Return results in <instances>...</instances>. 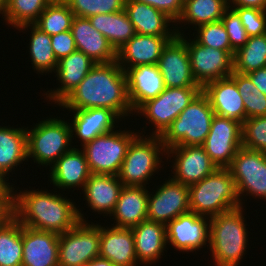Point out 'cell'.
<instances>
[{
  "instance_id": "6da1fadb",
  "label": "cell",
  "mask_w": 266,
  "mask_h": 266,
  "mask_svg": "<svg viewBox=\"0 0 266 266\" xmlns=\"http://www.w3.org/2000/svg\"><path fill=\"white\" fill-rule=\"evenodd\" d=\"M13 187L14 217L23 226L60 235L72 229L79 221L91 222L86 212H83L84 207L80 208L75 199L68 197V193L65 196V192L61 194L56 189L48 190L42 186L41 189L35 186L20 188L15 184Z\"/></svg>"
},
{
  "instance_id": "7a4b0ae2",
  "label": "cell",
  "mask_w": 266,
  "mask_h": 266,
  "mask_svg": "<svg viewBox=\"0 0 266 266\" xmlns=\"http://www.w3.org/2000/svg\"><path fill=\"white\" fill-rule=\"evenodd\" d=\"M58 107L63 111L64 108H106L114 111L124 122L134 116L128 98L126 74L117 60L96 63Z\"/></svg>"
},
{
  "instance_id": "3957f363",
  "label": "cell",
  "mask_w": 266,
  "mask_h": 266,
  "mask_svg": "<svg viewBox=\"0 0 266 266\" xmlns=\"http://www.w3.org/2000/svg\"><path fill=\"white\" fill-rule=\"evenodd\" d=\"M246 215V209L239 207L210 218L208 250L213 266H240L243 262L252 239Z\"/></svg>"
},
{
  "instance_id": "277c9868",
  "label": "cell",
  "mask_w": 266,
  "mask_h": 266,
  "mask_svg": "<svg viewBox=\"0 0 266 266\" xmlns=\"http://www.w3.org/2000/svg\"><path fill=\"white\" fill-rule=\"evenodd\" d=\"M56 116L38 118V123L26 126L28 162L36 163L42 172L73 148L69 120Z\"/></svg>"
},
{
  "instance_id": "5b68a950",
  "label": "cell",
  "mask_w": 266,
  "mask_h": 266,
  "mask_svg": "<svg viewBox=\"0 0 266 266\" xmlns=\"http://www.w3.org/2000/svg\"><path fill=\"white\" fill-rule=\"evenodd\" d=\"M163 159L166 160V149L161 137L138 134L130 143L117 176L123 186L150 187L159 171L166 173Z\"/></svg>"
},
{
  "instance_id": "8992f818",
  "label": "cell",
  "mask_w": 266,
  "mask_h": 266,
  "mask_svg": "<svg viewBox=\"0 0 266 266\" xmlns=\"http://www.w3.org/2000/svg\"><path fill=\"white\" fill-rule=\"evenodd\" d=\"M189 188L190 211L209 218L242 207L229 168L214 172Z\"/></svg>"
},
{
  "instance_id": "52a82bcc",
  "label": "cell",
  "mask_w": 266,
  "mask_h": 266,
  "mask_svg": "<svg viewBox=\"0 0 266 266\" xmlns=\"http://www.w3.org/2000/svg\"><path fill=\"white\" fill-rule=\"evenodd\" d=\"M201 92L202 87H166L156 98L146 101L134 112V120L138 119L137 116L146 120H143L145 126L139 127V134L161 136ZM146 125H149L150 132Z\"/></svg>"
},
{
  "instance_id": "ba28073f",
  "label": "cell",
  "mask_w": 266,
  "mask_h": 266,
  "mask_svg": "<svg viewBox=\"0 0 266 266\" xmlns=\"http://www.w3.org/2000/svg\"><path fill=\"white\" fill-rule=\"evenodd\" d=\"M214 116L208 97L201 92L160 136L165 149L173 146H202Z\"/></svg>"
},
{
  "instance_id": "9c48e42d",
  "label": "cell",
  "mask_w": 266,
  "mask_h": 266,
  "mask_svg": "<svg viewBox=\"0 0 266 266\" xmlns=\"http://www.w3.org/2000/svg\"><path fill=\"white\" fill-rule=\"evenodd\" d=\"M122 124L126 126L123 122L119 129L97 136L81 147L91 174L118 175L130 143L139 134L137 126L134 130L122 129Z\"/></svg>"
},
{
  "instance_id": "30bf717a",
  "label": "cell",
  "mask_w": 266,
  "mask_h": 266,
  "mask_svg": "<svg viewBox=\"0 0 266 266\" xmlns=\"http://www.w3.org/2000/svg\"><path fill=\"white\" fill-rule=\"evenodd\" d=\"M228 168L242 207L247 209L248 199L266 201V152L242 146Z\"/></svg>"
},
{
  "instance_id": "8fae6325",
  "label": "cell",
  "mask_w": 266,
  "mask_h": 266,
  "mask_svg": "<svg viewBox=\"0 0 266 266\" xmlns=\"http://www.w3.org/2000/svg\"><path fill=\"white\" fill-rule=\"evenodd\" d=\"M79 221L59 235V266H86L100 254V222Z\"/></svg>"
},
{
  "instance_id": "7c38bea8",
  "label": "cell",
  "mask_w": 266,
  "mask_h": 266,
  "mask_svg": "<svg viewBox=\"0 0 266 266\" xmlns=\"http://www.w3.org/2000/svg\"><path fill=\"white\" fill-rule=\"evenodd\" d=\"M179 36L187 43L191 72L196 83L202 88L207 83L229 77L234 72V54L203 46L189 32Z\"/></svg>"
},
{
  "instance_id": "4fadbf2b",
  "label": "cell",
  "mask_w": 266,
  "mask_h": 266,
  "mask_svg": "<svg viewBox=\"0 0 266 266\" xmlns=\"http://www.w3.org/2000/svg\"><path fill=\"white\" fill-rule=\"evenodd\" d=\"M167 177L168 179L164 178L163 182L160 177L158 186L153 182L154 186L152 189L149 188L147 202V219L165 225L179 215L190 212L188 186L173 180L170 176Z\"/></svg>"
},
{
  "instance_id": "5bb4252c",
  "label": "cell",
  "mask_w": 266,
  "mask_h": 266,
  "mask_svg": "<svg viewBox=\"0 0 266 266\" xmlns=\"http://www.w3.org/2000/svg\"><path fill=\"white\" fill-rule=\"evenodd\" d=\"M209 236L210 218L191 211L179 215L166 225L167 247L181 253L198 254L203 249L208 250Z\"/></svg>"
},
{
  "instance_id": "9a60e30c",
  "label": "cell",
  "mask_w": 266,
  "mask_h": 266,
  "mask_svg": "<svg viewBox=\"0 0 266 266\" xmlns=\"http://www.w3.org/2000/svg\"><path fill=\"white\" fill-rule=\"evenodd\" d=\"M165 162L170 163L171 174L168 175L187 186L201 181L218 168L200 145L173 146L166 150Z\"/></svg>"
},
{
  "instance_id": "2e32d148",
  "label": "cell",
  "mask_w": 266,
  "mask_h": 266,
  "mask_svg": "<svg viewBox=\"0 0 266 266\" xmlns=\"http://www.w3.org/2000/svg\"><path fill=\"white\" fill-rule=\"evenodd\" d=\"M202 146L218 168H228L242 147V123L215 115Z\"/></svg>"
},
{
  "instance_id": "e0dca14e",
  "label": "cell",
  "mask_w": 266,
  "mask_h": 266,
  "mask_svg": "<svg viewBox=\"0 0 266 266\" xmlns=\"http://www.w3.org/2000/svg\"><path fill=\"white\" fill-rule=\"evenodd\" d=\"M65 110H68L66 118L69 117V113L72 116L68 120L71 126L72 145L74 148L83 147L97 136L119 128L121 121L124 122L114 111L106 108ZM76 143L80 144L77 145Z\"/></svg>"
},
{
  "instance_id": "ac0fdd59",
  "label": "cell",
  "mask_w": 266,
  "mask_h": 266,
  "mask_svg": "<svg viewBox=\"0 0 266 266\" xmlns=\"http://www.w3.org/2000/svg\"><path fill=\"white\" fill-rule=\"evenodd\" d=\"M95 65L96 62L78 50L60 59L53 74L55 78L57 77L56 84L58 83V87L56 86L50 90L46 88L47 91L45 89L41 93L45 98L44 100L49 105L53 104L52 108L57 107L80 84Z\"/></svg>"
},
{
  "instance_id": "d6986e66",
  "label": "cell",
  "mask_w": 266,
  "mask_h": 266,
  "mask_svg": "<svg viewBox=\"0 0 266 266\" xmlns=\"http://www.w3.org/2000/svg\"><path fill=\"white\" fill-rule=\"evenodd\" d=\"M48 181L53 189L66 194L74 193V190L82 191L91 172L88 167L84 151L79 148H72L64 153L50 168H48ZM73 189V190H72ZM72 190V191H71Z\"/></svg>"
},
{
  "instance_id": "ffe728a7",
  "label": "cell",
  "mask_w": 266,
  "mask_h": 266,
  "mask_svg": "<svg viewBox=\"0 0 266 266\" xmlns=\"http://www.w3.org/2000/svg\"><path fill=\"white\" fill-rule=\"evenodd\" d=\"M165 87H201L191 72L187 43L178 35L163 48L157 63Z\"/></svg>"
},
{
  "instance_id": "44dd1931",
  "label": "cell",
  "mask_w": 266,
  "mask_h": 266,
  "mask_svg": "<svg viewBox=\"0 0 266 266\" xmlns=\"http://www.w3.org/2000/svg\"><path fill=\"white\" fill-rule=\"evenodd\" d=\"M4 124L0 125V177L13 184L15 177L12 175H17L18 170L22 172L21 164L28 165L26 126Z\"/></svg>"
},
{
  "instance_id": "7402d4cb",
  "label": "cell",
  "mask_w": 266,
  "mask_h": 266,
  "mask_svg": "<svg viewBox=\"0 0 266 266\" xmlns=\"http://www.w3.org/2000/svg\"><path fill=\"white\" fill-rule=\"evenodd\" d=\"M122 187L123 184L116 175L91 174L81 191L83 196L81 192L78 193L83 197L82 201H85L86 208H90L89 211L95 215L100 214L98 217L103 215V218L108 219L115 208Z\"/></svg>"
},
{
  "instance_id": "603a6c76",
  "label": "cell",
  "mask_w": 266,
  "mask_h": 266,
  "mask_svg": "<svg viewBox=\"0 0 266 266\" xmlns=\"http://www.w3.org/2000/svg\"><path fill=\"white\" fill-rule=\"evenodd\" d=\"M174 37L135 34L117 51L119 66L126 71L139 65L157 64L163 48Z\"/></svg>"
},
{
  "instance_id": "cb8c5ba5",
  "label": "cell",
  "mask_w": 266,
  "mask_h": 266,
  "mask_svg": "<svg viewBox=\"0 0 266 266\" xmlns=\"http://www.w3.org/2000/svg\"><path fill=\"white\" fill-rule=\"evenodd\" d=\"M21 266H59V234L22 225Z\"/></svg>"
},
{
  "instance_id": "d4e9b609",
  "label": "cell",
  "mask_w": 266,
  "mask_h": 266,
  "mask_svg": "<svg viewBox=\"0 0 266 266\" xmlns=\"http://www.w3.org/2000/svg\"><path fill=\"white\" fill-rule=\"evenodd\" d=\"M100 223V257L106 258L116 266H141L138 263L134 234L131 228H119ZM109 226V227H108Z\"/></svg>"
},
{
  "instance_id": "484cf974",
  "label": "cell",
  "mask_w": 266,
  "mask_h": 266,
  "mask_svg": "<svg viewBox=\"0 0 266 266\" xmlns=\"http://www.w3.org/2000/svg\"><path fill=\"white\" fill-rule=\"evenodd\" d=\"M134 234L135 252L138 263L143 266H153L156 262L164 259L167 252L166 225L144 220L137 226L131 228ZM164 256V257H163Z\"/></svg>"
},
{
  "instance_id": "4316f807",
  "label": "cell",
  "mask_w": 266,
  "mask_h": 266,
  "mask_svg": "<svg viewBox=\"0 0 266 266\" xmlns=\"http://www.w3.org/2000/svg\"><path fill=\"white\" fill-rule=\"evenodd\" d=\"M202 92L208 97L215 115L240 123L245 121L244 102L236 82L230 76L207 83Z\"/></svg>"
},
{
  "instance_id": "83f0119b",
  "label": "cell",
  "mask_w": 266,
  "mask_h": 266,
  "mask_svg": "<svg viewBox=\"0 0 266 266\" xmlns=\"http://www.w3.org/2000/svg\"><path fill=\"white\" fill-rule=\"evenodd\" d=\"M71 32L78 51L85 53L96 63H110L117 60V51L108 39L91 24L88 18L75 16Z\"/></svg>"
},
{
  "instance_id": "f1b7e54d",
  "label": "cell",
  "mask_w": 266,
  "mask_h": 266,
  "mask_svg": "<svg viewBox=\"0 0 266 266\" xmlns=\"http://www.w3.org/2000/svg\"><path fill=\"white\" fill-rule=\"evenodd\" d=\"M125 74L133 112L146 101L156 98L166 88L157 64L128 68Z\"/></svg>"
},
{
  "instance_id": "f546056e",
  "label": "cell",
  "mask_w": 266,
  "mask_h": 266,
  "mask_svg": "<svg viewBox=\"0 0 266 266\" xmlns=\"http://www.w3.org/2000/svg\"><path fill=\"white\" fill-rule=\"evenodd\" d=\"M150 187L123 186L113 212L108 217L111 226L133 228L147 219Z\"/></svg>"
},
{
  "instance_id": "4dcf8cb0",
  "label": "cell",
  "mask_w": 266,
  "mask_h": 266,
  "mask_svg": "<svg viewBox=\"0 0 266 266\" xmlns=\"http://www.w3.org/2000/svg\"><path fill=\"white\" fill-rule=\"evenodd\" d=\"M124 11L136 34L176 36L175 22L162 11L145 3L126 0Z\"/></svg>"
},
{
  "instance_id": "1f68e13d",
  "label": "cell",
  "mask_w": 266,
  "mask_h": 266,
  "mask_svg": "<svg viewBox=\"0 0 266 266\" xmlns=\"http://www.w3.org/2000/svg\"><path fill=\"white\" fill-rule=\"evenodd\" d=\"M16 30L19 31L16 33L21 34L23 32L29 35V42L26 48L28 52L26 53L29 54L27 58L31 62L34 73L38 74V77L44 76V74L49 77V74H54L57 69L58 60L51 45V36L41 31L34 24L23 25Z\"/></svg>"
},
{
  "instance_id": "d6a6232c",
  "label": "cell",
  "mask_w": 266,
  "mask_h": 266,
  "mask_svg": "<svg viewBox=\"0 0 266 266\" xmlns=\"http://www.w3.org/2000/svg\"><path fill=\"white\" fill-rule=\"evenodd\" d=\"M227 8L228 0H184L183 13L175 23L176 34L184 35L187 29L191 33L200 25L220 21Z\"/></svg>"
},
{
  "instance_id": "836d02e7",
  "label": "cell",
  "mask_w": 266,
  "mask_h": 266,
  "mask_svg": "<svg viewBox=\"0 0 266 266\" xmlns=\"http://www.w3.org/2000/svg\"><path fill=\"white\" fill-rule=\"evenodd\" d=\"M88 19L92 26L108 39L116 51L136 34L135 28L124 10L97 14Z\"/></svg>"
},
{
  "instance_id": "e575fe53",
  "label": "cell",
  "mask_w": 266,
  "mask_h": 266,
  "mask_svg": "<svg viewBox=\"0 0 266 266\" xmlns=\"http://www.w3.org/2000/svg\"><path fill=\"white\" fill-rule=\"evenodd\" d=\"M22 225L15 218L0 226V266H21Z\"/></svg>"
},
{
  "instance_id": "d590c367",
  "label": "cell",
  "mask_w": 266,
  "mask_h": 266,
  "mask_svg": "<svg viewBox=\"0 0 266 266\" xmlns=\"http://www.w3.org/2000/svg\"><path fill=\"white\" fill-rule=\"evenodd\" d=\"M234 71L247 74L266 67V33L248 37L246 44L235 51Z\"/></svg>"
},
{
  "instance_id": "8d00e7d4",
  "label": "cell",
  "mask_w": 266,
  "mask_h": 266,
  "mask_svg": "<svg viewBox=\"0 0 266 266\" xmlns=\"http://www.w3.org/2000/svg\"><path fill=\"white\" fill-rule=\"evenodd\" d=\"M53 0H6L4 22L8 29L34 24Z\"/></svg>"
},
{
  "instance_id": "74e56055",
  "label": "cell",
  "mask_w": 266,
  "mask_h": 266,
  "mask_svg": "<svg viewBox=\"0 0 266 266\" xmlns=\"http://www.w3.org/2000/svg\"><path fill=\"white\" fill-rule=\"evenodd\" d=\"M74 13L64 0H53L34 23L48 35L71 30Z\"/></svg>"
},
{
  "instance_id": "f35d334b",
  "label": "cell",
  "mask_w": 266,
  "mask_h": 266,
  "mask_svg": "<svg viewBox=\"0 0 266 266\" xmlns=\"http://www.w3.org/2000/svg\"><path fill=\"white\" fill-rule=\"evenodd\" d=\"M230 77L236 82L243 99L247 118L266 116V95L252 83L246 74L233 72Z\"/></svg>"
},
{
  "instance_id": "ab89813d",
  "label": "cell",
  "mask_w": 266,
  "mask_h": 266,
  "mask_svg": "<svg viewBox=\"0 0 266 266\" xmlns=\"http://www.w3.org/2000/svg\"><path fill=\"white\" fill-rule=\"evenodd\" d=\"M191 35H193L192 37L203 46L225 50L229 54L235 53L231 48L228 33L221 20L200 25L193 30Z\"/></svg>"
},
{
  "instance_id": "60d3db41",
  "label": "cell",
  "mask_w": 266,
  "mask_h": 266,
  "mask_svg": "<svg viewBox=\"0 0 266 266\" xmlns=\"http://www.w3.org/2000/svg\"><path fill=\"white\" fill-rule=\"evenodd\" d=\"M74 16L89 18L97 14L124 10L126 0H64Z\"/></svg>"
},
{
  "instance_id": "b9f144b4",
  "label": "cell",
  "mask_w": 266,
  "mask_h": 266,
  "mask_svg": "<svg viewBox=\"0 0 266 266\" xmlns=\"http://www.w3.org/2000/svg\"><path fill=\"white\" fill-rule=\"evenodd\" d=\"M242 146L266 152V116L245 119L242 123Z\"/></svg>"
},
{
  "instance_id": "7bdbcfd3",
  "label": "cell",
  "mask_w": 266,
  "mask_h": 266,
  "mask_svg": "<svg viewBox=\"0 0 266 266\" xmlns=\"http://www.w3.org/2000/svg\"><path fill=\"white\" fill-rule=\"evenodd\" d=\"M239 15L248 37L266 33V11L247 7H230Z\"/></svg>"
},
{
  "instance_id": "ee69618b",
  "label": "cell",
  "mask_w": 266,
  "mask_h": 266,
  "mask_svg": "<svg viewBox=\"0 0 266 266\" xmlns=\"http://www.w3.org/2000/svg\"><path fill=\"white\" fill-rule=\"evenodd\" d=\"M221 22L228 33L231 48L234 51L246 44L248 35L241 23L238 13L233 8L228 7L225 10L223 17L221 18Z\"/></svg>"
},
{
  "instance_id": "f6af8a7d",
  "label": "cell",
  "mask_w": 266,
  "mask_h": 266,
  "mask_svg": "<svg viewBox=\"0 0 266 266\" xmlns=\"http://www.w3.org/2000/svg\"><path fill=\"white\" fill-rule=\"evenodd\" d=\"M51 45L58 61L77 50L71 30L51 35Z\"/></svg>"
},
{
  "instance_id": "bcb514c9",
  "label": "cell",
  "mask_w": 266,
  "mask_h": 266,
  "mask_svg": "<svg viewBox=\"0 0 266 266\" xmlns=\"http://www.w3.org/2000/svg\"><path fill=\"white\" fill-rule=\"evenodd\" d=\"M148 4L165 13L175 23L183 13L184 0H133Z\"/></svg>"
},
{
  "instance_id": "7dc6e473",
  "label": "cell",
  "mask_w": 266,
  "mask_h": 266,
  "mask_svg": "<svg viewBox=\"0 0 266 266\" xmlns=\"http://www.w3.org/2000/svg\"><path fill=\"white\" fill-rule=\"evenodd\" d=\"M14 184L6 183L0 189V226L14 217Z\"/></svg>"
},
{
  "instance_id": "c3c4849f",
  "label": "cell",
  "mask_w": 266,
  "mask_h": 266,
  "mask_svg": "<svg viewBox=\"0 0 266 266\" xmlns=\"http://www.w3.org/2000/svg\"><path fill=\"white\" fill-rule=\"evenodd\" d=\"M262 93L266 95V67L246 74Z\"/></svg>"
},
{
  "instance_id": "681fc988",
  "label": "cell",
  "mask_w": 266,
  "mask_h": 266,
  "mask_svg": "<svg viewBox=\"0 0 266 266\" xmlns=\"http://www.w3.org/2000/svg\"><path fill=\"white\" fill-rule=\"evenodd\" d=\"M228 7H247L266 11V0H228Z\"/></svg>"
},
{
  "instance_id": "f907efd6",
  "label": "cell",
  "mask_w": 266,
  "mask_h": 266,
  "mask_svg": "<svg viewBox=\"0 0 266 266\" xmlns=\"http://www.w3.org/2000/svg\"><path fill=\"white\" fill-rule=\"evenodd\" d=\"M86 266H116V265L113 264L108 259L98 256L92 259L89 263H87Z\"/></svg>"
},
{
  "instance_id": "816d5d0a",
  "label": "cell",
  "mask_w": 266,
  "mask_h": 266,
  "mask_svg": "<svg viewBox=\"0 0 266 266\" xmlns=\"http://www.w3.org/2000/svg\"><path fill=\"white\" fill-rule=\"evenodd\" d=\"M5 12H6V0H0V14L2 15L1 18H2V21H3V25H4Z\"/></svg>"
},
{
  "instance_id": "f5cc1de1",
  "label": "cell",
  "mask_w": 266,
  "mask_h": 266,
  "mask_svg": "<svg viewBox=\"0 0 266 266\" xmlns=\"http://www.w3.org/2000/svg\"><path fill=\"white\" fill-rule=\"evenodd\" d=\"M6 184V182L4 181V179H2L0 177V189Z\"/></svg>"
}]
</instances>
